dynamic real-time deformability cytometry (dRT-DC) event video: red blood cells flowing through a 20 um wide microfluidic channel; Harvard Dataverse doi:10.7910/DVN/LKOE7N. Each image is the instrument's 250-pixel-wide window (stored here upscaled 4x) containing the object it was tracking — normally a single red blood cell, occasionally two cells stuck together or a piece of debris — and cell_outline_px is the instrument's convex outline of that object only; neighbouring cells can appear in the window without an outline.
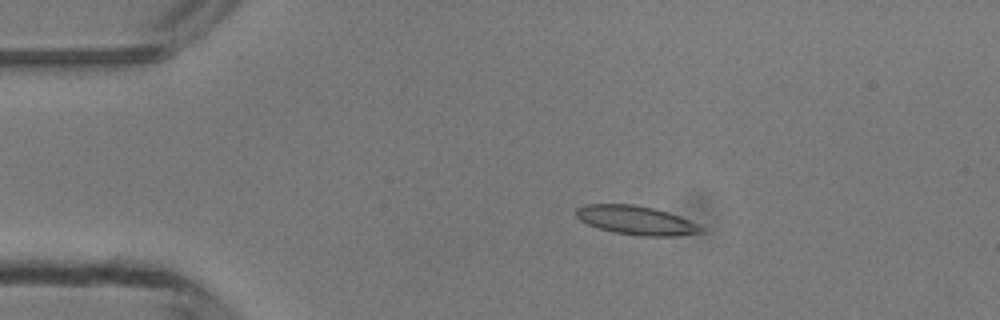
{"species": "common noctule bat (a hibernating species)", "species_latin": "Nyctalus noctula", "temperature_condition": "room temperature", "stored_images_in_passage": 19, "camera_frame_rate_fps": 3000, "um_per_image_px": 0.085, "animal": {"sex": "male", "body_mass_g": 13.3}, "frame": {"image": 1, "passage_image": 1, "time_ms": 0.0, "image_size_px": [1000, 320], "cell_outline_px": [[704, 232], [676, 236], [640, 236], [616, 232], [600, 228], [588, 224], [580, 220], [576, 216], [576, 208], [584, 204], [632, 204], [652, 208], [668, 212], [680, 216], [704, 228]], "centroid_in_image_um": [54.07, 18.72], "position_along_channel_um": 30.9, "area_um2": 20.87}}
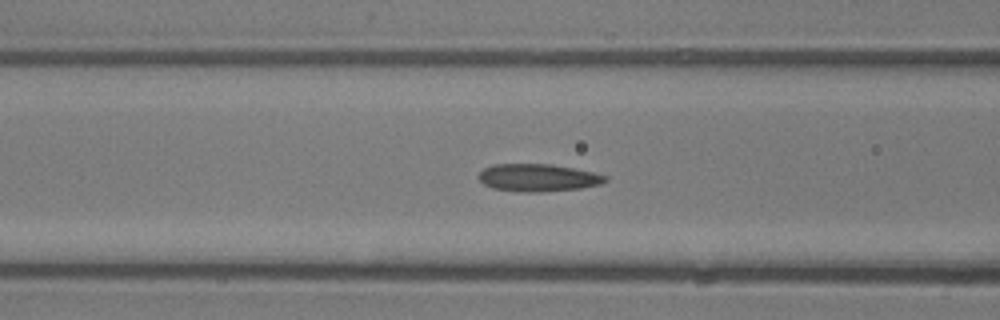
{"frame": {"image": 2, "passage_image": 11, "time_ms": 3.333, "image_size_px": [1000, 320], "cell_outline_px": [[608, 180], [600, 184], [580, 188], [540, 192], [524, 192], [492, 188], [484, 184], [476, 176], [484, 168], [492, 164], [552, 164], [592, 172], [608, 176]], "centroid_in_image_um": [45.7, 15.1], "position_along_channel_um": 120.9, "area_um2": 20.29}}
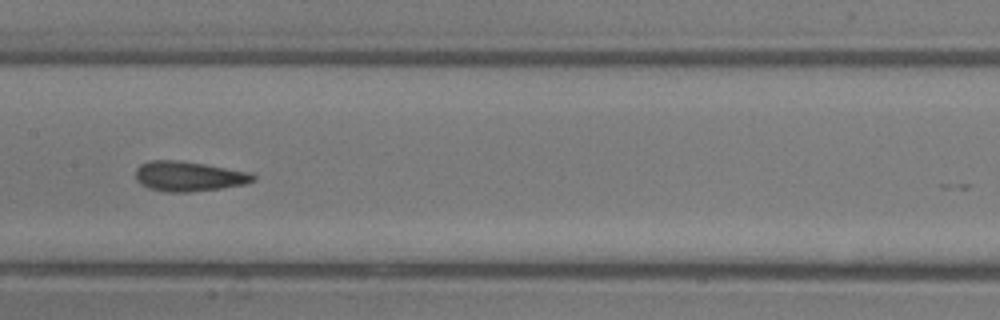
{"frame": {"image": 3, "passage_image": 16, "time_ms": 5.0, "image_size_px": [1000, 320], "cell_outline_px": [[256, 180], [244, 184], [220, 188], [188, 192], [164, 192], [148, 188], [140, 184], [136, 180], [136, 168], [140, 164], [152, 160], [180, 160], [252, 172], [256, 176]], "centroid_in_image_um": [16.04, 14.98], "position_along_channel_um": 191.4, "area_um2": 20.63}}